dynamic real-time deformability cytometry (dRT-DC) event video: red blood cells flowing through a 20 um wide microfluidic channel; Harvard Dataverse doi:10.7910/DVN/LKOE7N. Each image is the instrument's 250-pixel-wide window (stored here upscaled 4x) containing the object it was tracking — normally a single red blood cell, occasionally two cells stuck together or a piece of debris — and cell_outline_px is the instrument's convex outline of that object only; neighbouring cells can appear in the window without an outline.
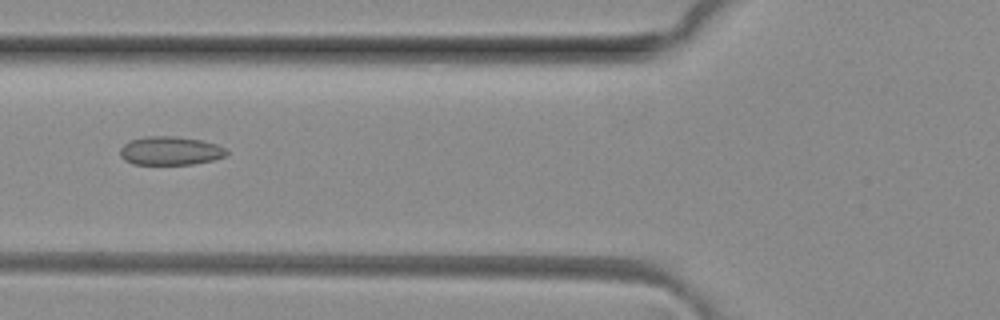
{"species": "common noctule bat (a hibernating species)", "species_latin": "Nyctalus noctula", "temperature_condition": "room temperature", "stored_images_in_passage": 4, "camera_frame_rate_fps": 3000, "um_per_image_px": 0.085, "animal": {"sex": "female", "body_mass_g": 29.2, "forearm_length_mm": 56.3}, "frame": {"image": 1, "passage_image": 4, "time_ms": 1.0, "image_size_px": [1000, 320], "cell_outline_px": [[228, 152], [224, 156], [212, 160], [192, 164], [132, 164], [124, 160], [120, 156], [120, 148], [128, 140], [144, 136], [176, 136], [200, 140], [216, 144], [224, 148]], "centroid_in_image_um": [14.42, 12.81], "position_along_channel_um": 111.4, "area_um2": 17.74}}